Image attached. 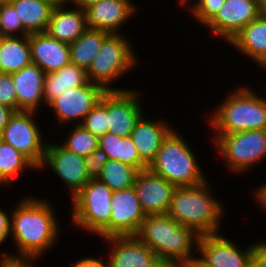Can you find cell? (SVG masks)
I'll return each instance as SVG.
<instances>
[{"mask_svg": "<svg viewBox=\"0 0 266 267\" xmlns=\"http://www.w3.org/2000/svg\"><path fill=\"white\" fill-rule=\"evenodd\" d=\"M112 189L98 179H90L71 201L72 223L96 236L109 237Z\"/></svg>", "mask_w": 266, "mask_h": 267, "instance_id": "cell-6", "label": "cell"}, {"mask_svg": "<svg viewBox=\"0 0 266 267\" xmlns=\"http://www.w3.org/2000/svg\"><path fill=\"white\" fill-rule=\"evenodd\" d=\"M261 14H266V0H257Z\"/></svg>", "mask_w": 266, "mask_h": 267, "instance_id": "cell-48", "label": "cell"}, {"mask_svg": "<svg viewBox=\"0 0 266 267\" xmlns=\"http://www.w3.org/2000/svg\"><path fill=\"white\" fill-rule=\"evenodd\" d=\"M136 237L150 247L157 257L181 262L194 258L192 251L194 246L198 251L200 235L167 214H157L146 216Z\"/></svg>", "mask_w": 266, "mask_h": 267, "instance_id": "cell-3", "label": "cell"}, {"mask_svg": "<svg viewBox=\"0 0 266 267\" xmlns=\"http://www.w3.org/2000/svg\"><path fill=\"white\" fill-rule=\"evenodd\" d=\"M37 167L21 152L13 146L0 141V185L10 186L14 177L20 175L23 170ZM20 173V174H19ZM10 184V185H9Z\"/></svg>", "mask_w": 266, "mask_h": 267, "instance_id": "cell-29", "label": "cell"}, {"mask_svg": "<svg viewBox=\"0 0 266 267\" xmlns=\"http://www.w3.org/2000/svg\"><path fill=\"white\" fill-rule=\"evenodd\" d=\"M80 125L97 137L108 132L107 92L104 94L101 101L83 118Z\"/></svg>", "mask_w": 266, "mask_h": 267, "instance_id": "cell-32", "label": "cell"}, {"mask_svg": "<svg viewBox=\"0 0 266 267\" xmlns=\"http://www.w3.org/2000/svg\"><path fill=\"white\" fill-rule=\"evenodd\" d=\"M128 41L120 33H109L104 38L99 52L86 70L89 82L101 84L107 91L125 90L112 88L110 84L138 63L133 46Z\"/></svg>", "mask_w": 266, "mask_h": 267, "instance_id": "cell-7", "label": "cell"}, {"mask_svg": "<svg viewBox=\"0 0 266 267\" xmlns=\"http://www.w3.org/2000/svg\"><path fill=\"white\" fill-rule=\"evenodd\" d=\"M167 122H152L144 114L136 122L130 137L137 149L140 159L149 167L155 160L164 139L174 129Z\"/></svg>", "mask_w": 266, "mask_h": 267, "instance_id": "cell-21", "label": "cell"}, {"mask_svg": "<svg viewBox=\"0 0 266 267\" xmlns=\"http://www.w3.org/2000/svg\"><path fill=\"white\" fill-rule=\"evenodd\" d=\"M254 244L244 250L222 235H201L198 242L200 257L212 267H252Z\"/></svg>", "mask_w": 266, "mask_h": 267, "instance_id": "cell-14", "label": "cell"}, {"mask_svg": "<svg viewBox=\"0 0 266 267\" xmlns=\"http://www.w3.org/2000/svg\"><path fill=\"white\" fill-rule=\"evenodd\" d=\"M252 267H266V240L255 243L252 256Z\"/></svg>", "mask_w": 266, "mask_h": 267, "instance_id": "cell-38", "label": "cell"}, {"mask_svg": "<svg viewBox=\"0 0 266 267\" xmlns=\"http://www.w3.org/2000/svg\"><path fill=\"white\" fill-rule=\"evenodd\" d=\"M179 2V4H182L185 0H178Z\"/></svg>", "mask_w": 266, "mask_h": 267, "instance_id": "cell-50", "label": "cell"}, {"mask_svg": "<svg viewBox=\"0 0 266 267\" xmlns=\"http://www.w3.org/2000/svg\"><path fill=\"white\" fill-rule=\"evenodd\" d=\"M137 7L131 0H101L84 9L87 29L119 33L121 26L134 16Z\"/></svg>", "mask_w": 266, "mask_h": 267, "instance_id": "cell-17", "label": "cell"}, {"mask_svg": "<svg viewBox=\"0 0 266 267\" xmlns=\"http://www.w3.org/2000/svg\"><path fill=\"white\" fill-rule=\"evenodd\" d=\"M106 92L101 84L88 82L86 85L67 89L48 107L54 111L60 125L75 120L78 121L75 125H80L83 118L101 101ZM77 119H81V122Z\"/></svg>", "mask_w": 266, "mask_h": 267, "instance_id": "cell-10", "label": "cell"}, {"mask_svg": "<svg viewBox=\"0 0 266 267\" xmlns=\"http://www.w3.org/2000/svg\"><path fill=\"white\" fill-rule=\"evenodd\" d=\"M109 220V237L136 236L145 220L134 187L113 191Z\"/></svg>", "mask_w": 266, "mask_h": 267, "instance_id": "cell-13", "label": "cell"}, {"mask_svg": "<svg viewBox=\"0 0 266 267\" xmlns=\"http://www.w3.org/2000/svg\"><path fill=\"white\" fill-rule=\"evenodd\" d=\"M10 3L28 34L46 32L54 6L43 0H12Z\"/></svg>", "mask_w": 266, "mask_h": 267, "instance_id": "cell-26", "label": "cell"}, {"mask_svg": "<svg viewBox=\"0 0 266 267\" xmlns=\"http://www.w3.org/2000/svg\"><path fill=\"white\" fill-rule=\"evenodd\" d=\"M139 94L133 89L107 91L108 133L122 138L131 135L136 122L143 115Z\"/></svg>", "mask_w": 266, "mask_h": 267, "instance_id": "cell-11", "label": "cell"}, {"mask_svg": "<svg viewBox=\"0 0 266 267\" xmlns=\"http://www.w3.org/2000/svg\"><path fill=\"white\" fill-rule=\"evenodd\" d=\"M191 261L196 265V267H212L199 256L194 257Z\"/></svg>", "mask_w": 266, "mask_h": 267, "instance_id": "cell-45", "label": "cell"}, {"mask_svg": "<svg viewBox=\"0 0 266 267\" xmlns=\"http://www.w3.org/2000/svg\"><path fill=\"white\" fill-rule=\"evenodd\" d=\"M260 14L257 0H225L222 8L206 24V27L210 28L212 35L230 42Z\"/></svg>", "mask_w": 266, "mask_h": 267, "instance_id": "cell-15", "label": "cell"}, {"mask_svg": "<svg viewBox=\"0 0 266 267\" xmlns=\"http://www.w3.org/2000/svg\"><path fill=\"white\" fill-rule=\"evenodd\" d=\"M0 104L17 112V97L12 74L0 73Z\"/></svg>", "mask_w": 266, "mask_h": 267, "instance_id": "cell-35", "label": "cell"}, {"mask_svg": "<svg viewBox=\"0 0 266 267\" xmlns=\"http://www.w3.org/2000/svg\"><path fill=\"white\" fill-rule=\"evenodd\" d=\"M101 0H69V4H73V7H79L81 9H85L93 3L99 2Z\"/></svg>", "mask_w": 266, "mask_h": 267, "instance_id": "cell-43", "label": "cell"}, {"mask_svg": "<svg viewBox=\"0 0 266 267\" xmlns=\"http://www.w3.org/2000/svg\"><path fill=\"white\" fill-rule=\"evenodd\" d=\"M72 267H109V264L108 260L104 262L102 259L87 257L76 261Z\"/></svg>", "mask_w": 266, "mask_h": 267, "instance_id": "cell-40", "label": "cell"}, {"mask_svg": "<svg viewBox=\"0 0 266 267\" xmlns=\"http://www.w3.org/2000/svg\"><path fill=\"white\" fill-rule=\"evenodd\" d=\"M133 187L146 216L166 214L177 188L149 169L138 172Z\"/></svg>", "mask_w": 266, "mask_h": 267, "instance_id": "cell-16", "label": "cell"}, {"mask_svg": "<svg viewBox=\"0 0 266 267\" xmlns=\"http://www.w3.org/2000/svg\"><path fill=\"white\" fill-rule=\"evenodd\" d=\"M35 114L33 111L14 112L0 135L4 143L26 156L38 171L44 159L47 143L43 141L38 123H35Z\"/></svg>", "mask_w": 266, "mask_h": 267, "instance_id": "cell-9", "label": "cell"}, {"mask_svg": "<svg viewBox=\"0 0 266 267\" xmlns=\"http://www.w3.org/2000/svg\"><path fill=\"white\" fill-rule=\"evenodd\" d=\"M46 73L31 63L20 71L12 73L15 85L18 111L37 112L44 103L43 88Z\"/></svg>", "mask_w": 266, "mask_h": 267, "instance_id": "cell-20", "label": "cell"}, {"mask_svg": "<svg viewBox=\"0 0 266 267\" xmlns=\"http://www.w3.org/2000/svg\"><path fill=\"white\" fill-rule=\"evenodd\" d=\"M138 172L131 165L121 163L118 160H108L97 179L105 183L112 191L123 190L134 185Z\"/></svg>", "mask_w": 266, "mask_h": 267, "instance_id": "cell-30", "label": "cell"}, {"mask_svg": "<svg viewBox=\"0 0 266 267\" xmlns=\"http://www.w3.org/2000/svg\"><path fill=\"white\" fill-rule=\"evenodd\" d=\"M99 148L107 153L109 160H118L135 167L138 171L148 169V166L140 159L130 136L122 138L107 132L99 137Z\"/></svg>", "mask_w": 266, "mask_h": 267, "instance_id": "cell-27", "label": "cell"}, {"mask_svg": "<svg viewBox=\"0 0 266 267\" xmlns=\"http://www.w3.org/2000/svg\"><path fill=\"white\" fill-rule=\"evenodd\" d=\"M15 33H18V35ZM28 35L29 34L22 26V22L18 17L14 6L11 3L0 4V37H19Z\"/></svg>", "mask_w": 266, "mask_h": 267, "instance_id": "cell-33", "label": "cell"}, {"mask_svg": "<svg viewBox=\"0 0 266 267\" xmlns=\"http://www.w3.org/2000/svg\"><path fill=\"white\" fill-rule=\"evenodd\" d=\"M14 110L0 104V134L3 132L5 126L8 124L10 117L14 114Z\"/></svg>", "mask_w": 266, "mask_h": 267, "instance_id": "cell-41", "label": "cell"}, {"mask_svg": "<svg viewBox=\"0 0 266 267\" xmlns=\"http://www.w3.org/2000/svg\"><path fill=\"white\" fill-rule=\"evenodd\" d=\"M205 181L195 186L177 187L167 215L179 224L194 229L200 236L216 234L224 210Z\"/></svg>", "mask_w": 266, "mask_h": 267, "instance_id": "cell-2", "label": "cell"}, {"mask_svg": "<svg viewBox=\"0 0 266 267\" xmlns=\"http://www.w3.org/2000/svg\"><path fill=\"white\" fill-rule=\"evenodd\" d=\"M108 160L107 153L100 148L85 157V169L89 179H97Z\"/></svg>", "mask_w": 266, "mask_h": 267, "instance_id": "cell-36", "label": "cell"}, {"mask_svg": "<svg viewBox=\"0 0 266 267\" xmlns=\"http://www.w3.org/2000/svg\"><path fill=\"white\" fill-rule=\"evenodd\" d=\"M172 267H196L192 261L173 262Z\"/></svg>", "mask_w": 266, "mask_h": 267, "instance_id": "cell-46", "label": "cell"}, {"mask_svg": "<svg viewBox=\"0 0 266 267\" xmlns=\"http://www.w3.org/2000/svg\"><path fill=\"white\" fill-rule=\"evenodd\" d=\"M20 201L10 214V235L18 249L14 256L37 260L55 245L60 224L45 199L28 196Z\"/></svg>", "mask_w": 266, "mask_h": 267, "instance_id": "cell-1", "label": "cell"}, {"mask_svg": "<svg viewBox=\"0 0 266 267\" xmlns=\"http://www.w3.org/2000/svg\"><path fill=\"white\" fill-rule=\"evenodd\" d=\"M229 44L250 57L261 69H266V14L251 21Z\"/></svg>", "mask_w": 266, "mask_h": 267, "instance_id": "cell-23", "label": "cell"}, {"mask_svg": "<svg viewBox=\"0 0 266 267\" xmlns=\"http://www.w3.org/2000/svg\"><path fill=\"white\" fill-rule=\"evenodd\" d=\"M31 63L29 35L0 37V73L12 74Z\"/></svg>", "mask_w": 266, "mask_h": 267, "instance_id": "cell-25", "label": "cell"}, {"mask_svg": "<svg viewBox=\"0 0 266 267\" xmlns=\"http://www.w3.org/2000/svg\"><path fill=\"white\" fill-rule=\"evenodd\" d=\"M253 194L255 195L254 198L256 199L255 202H258L263 209L266 210V184L262 185L261 187L257 188Z\"/></svg>", "mask_w": 266, "mask_h": 267, "instance_id": "cell-42", "label": "cell"}, {"mask_svg": "<svg viewBox=\"0 0 266 267\" xmlns=\"http://www.w3.org/2000/svg\"><path fill=\"white\" fill-rule=\"evenodd\" d=\"M86 30L84 9L75 6L73 10H69L63 5L53 8L46 33L60 42L70 44Z\"/></svg>", "mask_w": 266, "mask_h": 267, "instance_id": "cell-22", "label": "cell"}, {"mask_svg": "<svg viewBox=\"0 0 266 267\" xmlns=\"http://www.w3.org/2000/svg\"><path fill=\"white\" fill-rule=\"evenodd\" d=\"M74 128L68 131L64 143L61 144L64 148L76 153L80 156L87 157L99 148V137L83 128L81 125H72Z\"/></svg>", "mask_w": 266, "mask_h": 267, "instance_id": "cell-31", "label": "cell"}, {"mask_svg": "<svg viewBox=\"0 0 266 267\" xmlns=\"http://www.w3.org/2000/svg\"><path fill=\"white\" fill-rule=\"evenodd\" d=\"M0 209V243L4 242L8 236L10 237V222L11 217Z\"/></svg>", "mask_w": 266, "mask_h": 267, "instance_id": "cell-39", "label": "cell"}, {"mask_svg": "<svg viewBox=\"0 0 266 267\" xmlns=\"http://www.w3.org/2000/svg\"><path fill=\"white\" fill-rule=\"evenodd\" d=\"M196 156L174 128L164 139L148 169L176 187L195 186L207 181Z\"/></svg>", "mask_w": 266, "mask_h": 267, "instance_id": "cell-5", "label": "cell"}, {"mask_svg": "<svg viewBox=\"0 0 266 267\" xmlns=\"http://www.w3.org/2000/svg\"><path fill=\"white\" fill-rule=\"evenodd\" d=\"M0 255H2L0 256V267H35L33 265L35 262L32 263V260L35 261L36 258L17 257L4 251Z\"/></svg>", "mask_w": 266, "mask_h": 267, "instance_id": "cell-37", "label": "cell"}, {"mask_svg": "<svg viewBox=\"0 0 266 267\" xmlns=\"http://www.w3.org/2000/svg\"><path fill=\"white\" fill-rule=\"evenodd\" d=\"M12 0H0V4L10 3Z\"/></svg>", "mask_w": 266, "mask_h": 267, "instance_id": "cell-49", "label": "cell"}, {"mask_svg": "<svg viewBox=\"0 0 266 267\" xmlns=\"http://www.w3.org/2000/svg\"><path fill=\"white\" fill-rule=\"evenodd\" d=\"M191 0H185L181 5L186 6ZM193 5L189 7L191 16L193 15L197 21L204 26L219 12L225 3V0H195Z\"/></svg>", "mask_w": 266, "mask_h": 267, "instance_id": "cell-34", "label": "cell"}, {"mask_svg": "<svg viewBox=\"0 0 266 267\" xmlns=\"http://www.w3.org/2000/svg\"><path fill=\"white\" fill-rule=\"evenodd\" d=\"M88 82L86 70L72 63L48 73L44 80V103L48 106L55 98L64 94L67 89L83 86Z\"/></svg>", "mask_w": 266, "mask_h": 267, "instance_id": "cell-24", "label": "cell"}, {"mask_svg": "<svg viewBox=\"0 0 266 267\" xmlns=\"http://www.w3.org/2000/svg\"><path fill=\"white\" fill-rule=\"evenodd\" d=\"M214 135L212 142L232 172H247L266 159V130Z\"/></svg>", "mask_w": 266, "mask_h": 267, "instance_id": "cell-8", "label": "cell"}, {"mask_svg": "<svg viewBox=\"0 0 266 267\" xmlns=\"http://www.w3.org/2000/svg\"><path fill=\"white\" fill-rule=\"evenodd\" d=\"M50 3L54 7L69 5V0H43Z\"/></svg>", "mask_w": 266, "mask_h": 267, "instance_id": "cell-47", "label": "cell"}, {"mask_svg": "<svg viewBox=\"0 0 266 267\" xmlns=\"http://www.w3.org/2000/svg\"><path fill=\"white\" fill-rule=\"evenodd\" d=\"M31 61L46 74L71 63L69 44L50 37L46 32L29 34Z\"/></svg>", "mask_w": 266, "mask_h": 267, "instance_id": "cell-19", "label": "cell"}, {"mask_svg": "<svg viewBox=\"0 0 266 267\" xmlns=\"http://www.w3.org/2000/svg\"><path fill=\"white\" fill-rule=\"evenodd\" d=\"M108 34L104 30L87 29L76 41L69 44L71 63L87 70Z\"/></svg>", "mask_w": 266, "mask_h": 267, "instance_id": "cell-28", "label": "cell"}, {"mask_svg": "<svg viewBox=\"0 0 266 267\" xmlns=\"http://www.w3.org/2000/svg\"><path fill=\"white\" fill-rule=\"evenodd\" d=\"M252 91L241 86L215 107L208 120L215 134L266 130V98Z\"/></svg>", "mask_w": 266, "mask_h": 267, "instance_id": "cell-4", "label": "cell"}, {"mask_svg": "<svg viewBox=\"0 0 266 267\" xmlns=\"http://www.w3.org/2000/svg\"><path fill=\"white\" fill-rule=\"evenodd\" d=\"M50 167L51 171L68 185L71 197L82 189L90 180L85 169V157L64 148L61 144L47 142L44 159L40 167Z\"/></svg>", "mask_w": 266, "mask_h": 267, "instance_id": "cell-12", "label": "cell"}, {"mask_svg": "<svg viewBox=\"0 0 266 267\" xmlns=\"http://www.w3.org/2000/svg\"><path fill=\"white\" fill-rule=\"evenodd\" d=\"M104 239L112 245L108 252L109 267H149L157 258L152 249L136 236H111Z\"/></svg>", "mask_w": 266, "mask_h": 267, "instance_id": "cell-18", "label": "cell"}, {"mask_svg": "<svg viewBox=\"0 0 266 267\" xmlns=\"http://www.w3.org/2000/svg\"><path fill=\"white\" fill-rule=\"evenodd\" d=\"M172 261L157 257L149 267H172Z\"/></svg>", "mask_w": 266, "mask_h": 267, "instance_id": "cell-44", "label": "cell"}]
</instances>
